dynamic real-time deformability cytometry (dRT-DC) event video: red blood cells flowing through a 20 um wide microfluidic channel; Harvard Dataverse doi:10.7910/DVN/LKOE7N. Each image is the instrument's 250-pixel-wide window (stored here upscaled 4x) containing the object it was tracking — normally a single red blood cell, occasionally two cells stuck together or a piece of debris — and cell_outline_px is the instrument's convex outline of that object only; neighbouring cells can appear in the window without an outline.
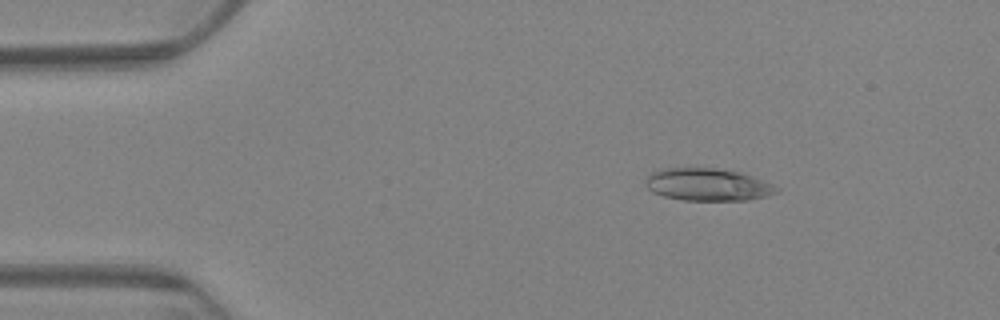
{"species": "Egyptian fruit bat (a non-hibernating species)", "species_latin": "Rousettus aegyptiacus", "temperature_condition": "warm", "stored_images_in_passage": 62, "camera_frame_rate_fps": 3000, "um_per_image_px": 0.085, "animal": {"sex": "female"}, "frame": {"image": 1, "passage_image": 10, "time_ms": 3.0, "image_size_px": [1000, 320], "cell_outline_px": [[780, 192], [768, 196], [748, 200], [684, 200], [664, 196], [652, 192], [644, 184], [644, 180], [652, 172], [664, 168], [716, 168], [740, 172], [772, 184], [780, 188]], "centroid_in_image_um": [60.16, 15.69], "position_along_channel_um": 24.8, "area_um2": 24.8}}
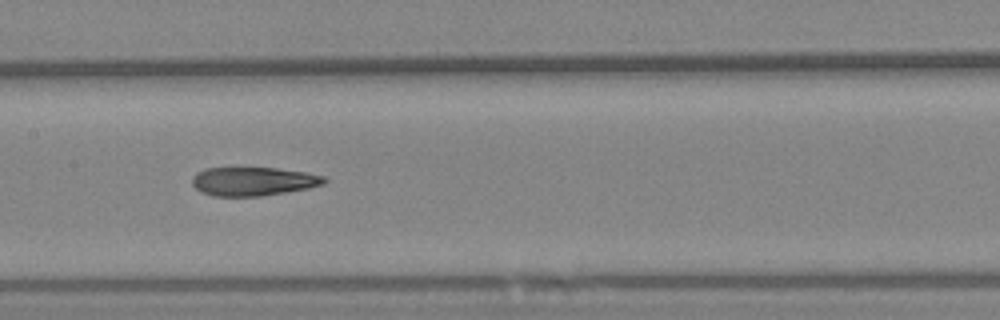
{"frame": {"image": 2, "passage_image": 31, "time_ms": 10.0, "image_size_px": [1000, 320], "cell_outline_px": [[328, 180], [324, 184], [308, 188], [260, 196], [212, 196], [200, 192], [192, 184], [192, 176], [196, 172], [204, 168], [276, 168], [304, 172], [324, 176]], "centroid_in_image_um": [21.49, 15.41], "position_along_channel_um": 185.9, "area_um2": 22.08}}
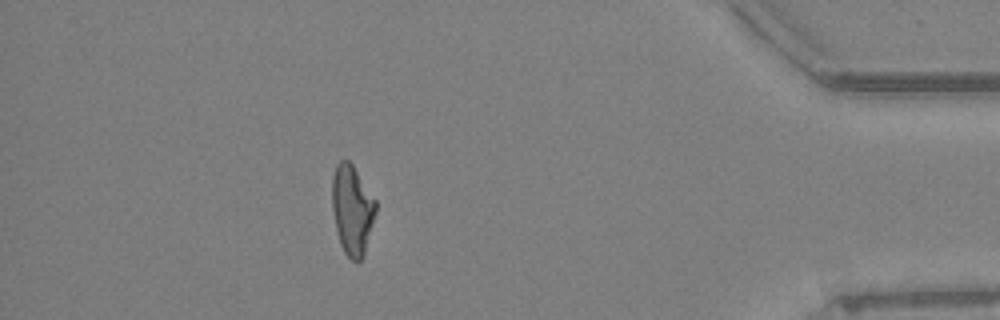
{"frame": {"image": 3, "passage_image": 55, "time_ms": 18.0, "image_size_px": [1000, 320], "cell_outline_px": [[376, 212], [364, 256], [360, 260], [352, 260], [344, 252], [340, 244], [336, 228], [332, 208], [332, 176], [336, 164], [340, 160], [348, 160], [352, 164], [376, 200]], "centroid_in_image_um": [29.93, 17.82], "position_along_channel_um": 405.3, "area_um2": 22.77}, "authors_computed_cell_mechanics": {"area_um2": 23.409, "velocity_mm_per_s": 3.3386, "shape_relaxation_time_tau1_ms": null, "shape_relaxation_time_tau2_ms": 4.7075, "deformation_change_tau1": null, "deformation_change_tau2": 0.1422}}